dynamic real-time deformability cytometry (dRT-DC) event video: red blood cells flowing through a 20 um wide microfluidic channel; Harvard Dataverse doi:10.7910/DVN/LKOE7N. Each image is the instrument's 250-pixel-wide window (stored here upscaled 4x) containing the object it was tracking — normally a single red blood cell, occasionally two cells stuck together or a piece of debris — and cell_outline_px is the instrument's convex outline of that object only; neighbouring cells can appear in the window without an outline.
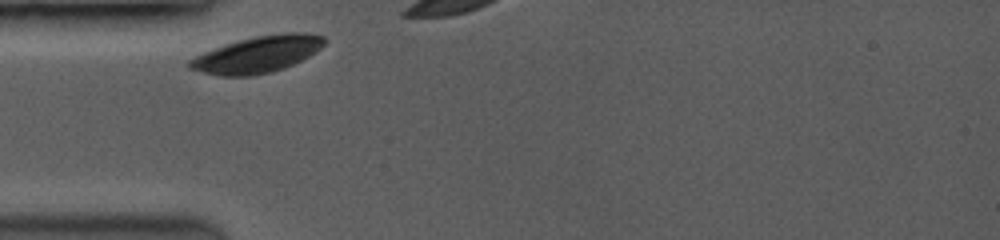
{"species": "common noctule bat (a hibernating species)", "species_latin": "Nyctalus noctula", "temperature_condition": "room temperature", "stored_images_in_passage": 5, "camera_frame_rate_fps": 3500, "um_per_image_px": 0.085, "animal": {"sex": "female", "body_mass_g": 19.0, "forearm_length_mm": 53.3}, "frame": {"image": 1, "passage_image": 1, "time_ms": 0.0, "image_size_px": [1000, 240], "cell_outline_px": [[328, 40], [316, 52], [284, 68], [252, 76], [220, 76], [188, 68], [188, 60], [204, 52], [224, 44], [256, 36], [284, 32], [304, 32], [324, 36]], "centroid_in_image_um": [21.9, 4.61], "position_along_channel_um": 63.1, "area_um2": 28.55}}